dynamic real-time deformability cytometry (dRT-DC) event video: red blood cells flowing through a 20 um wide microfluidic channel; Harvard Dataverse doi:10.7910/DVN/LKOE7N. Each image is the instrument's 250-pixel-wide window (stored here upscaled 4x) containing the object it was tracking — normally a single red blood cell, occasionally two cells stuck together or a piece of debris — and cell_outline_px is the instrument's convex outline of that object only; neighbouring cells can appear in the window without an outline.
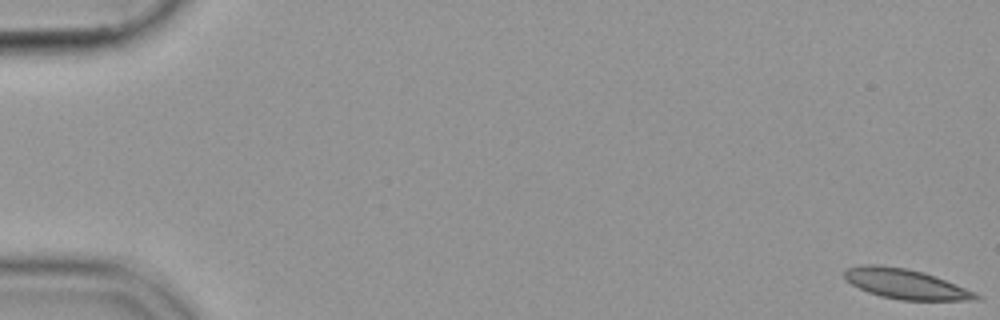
{"species": "common noctule bat (a hibernating species)", "species_latin": "Nyctalus noctula", "temperature_condition": "cold", "stored_images_in_passage": 13, "camera_frame_rate_fps": 3000, "um_per_image_px": 0.085, "animal": {"sex": "female", "body_mass_g": 19.9}, "frame": {"image": 1, "passage_image": 1, "time_ms": 0.0, "image_size_px": [1000, 320], "cell_outline_px": [[980, 300], [900, 300], [880, 296], [868, 292], [844, 280], [844, 272], [848, 268], [860, 264], [872, 264], [904, 268], [924, 272], [964, 288], [980, 296]], "centroid_in_image_um": [76.91, 24.13], "position_along_channel_um": 8.1, "area_um2": 22.6}}